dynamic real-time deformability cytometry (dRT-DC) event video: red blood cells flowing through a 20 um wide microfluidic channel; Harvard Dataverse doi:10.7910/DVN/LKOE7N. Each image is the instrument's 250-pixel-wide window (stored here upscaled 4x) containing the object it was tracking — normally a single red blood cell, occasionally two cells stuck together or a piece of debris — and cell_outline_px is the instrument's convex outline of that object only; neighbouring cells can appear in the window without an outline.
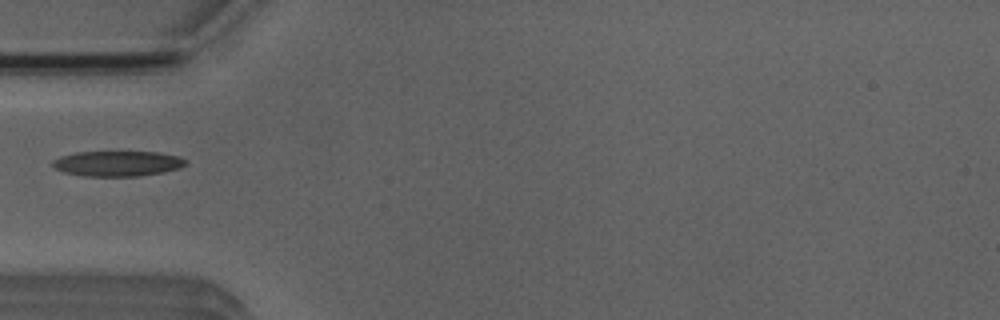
{"species": "Egyptian fruit bat (a non-hibernating species)", "species_latin": "Rousettus aegyptiacus", "temperature_condition": "room temperature", "stored_images_in_passage": 5, "camera_frame_rate_fps": 3000, "um_per_image_px": 0.085, "animal": {"sex": "male"}, "frame": {"image": 1, "passage_image": 5, "time_ms": 4.667, "image_size_px": [1000, 320], "cell_outline_px": [[188, 160], [180, 168], [164, 172], [140, 176], [84, 176], [64, 172], [56, 168], [52, 164], [52, 160], [60, 156], [76, 152], [156, 152], [180, 156]], "centroid_in_image_um": [10.01, 13.9], "position_along_channel_um": 75.0, "area_um2": 19.65}}